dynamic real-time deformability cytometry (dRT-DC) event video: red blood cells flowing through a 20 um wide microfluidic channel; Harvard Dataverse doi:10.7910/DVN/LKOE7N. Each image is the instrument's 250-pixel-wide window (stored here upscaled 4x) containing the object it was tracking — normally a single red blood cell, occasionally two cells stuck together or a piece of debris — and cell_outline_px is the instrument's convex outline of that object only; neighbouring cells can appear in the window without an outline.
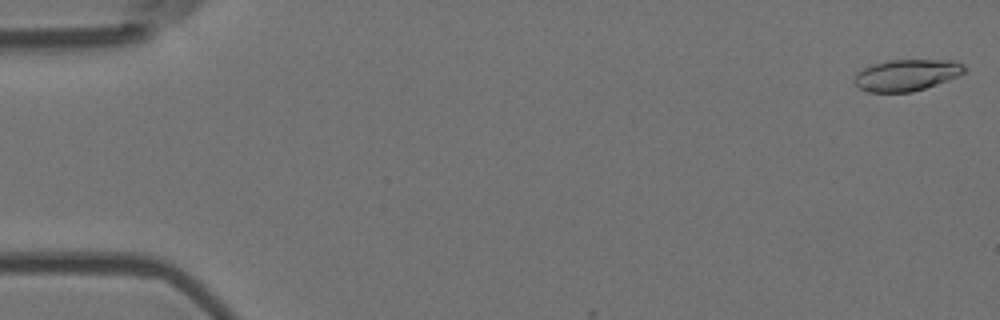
{"species": "Egyptian fruit bat (a non-hibernating species)", "species_latin": "Rousettus aegyptiacus", "temperature_condition": "room temperature", "stored_images_in_passage": 55, "camera_frame_rate_fps": 3000, "um_per_image_px": 0.085, "animal": {"sex": "female"}, "frame": {"image": 1, "passage_image": 1, "time_ms": 0.0, "image_size_px": [1000, 320], "cell_outline_px": [[964, 72], [960, 76], [912, 92], [868, 92], [860, 88], [852, 80], [864, 68], [872, 64], [888, 60], [956, 60], [964, 64]], "centroid_in_image_um": [77.09, 6.37], "position_along_channel_um": 7.9, "area_um2": 20.11}}
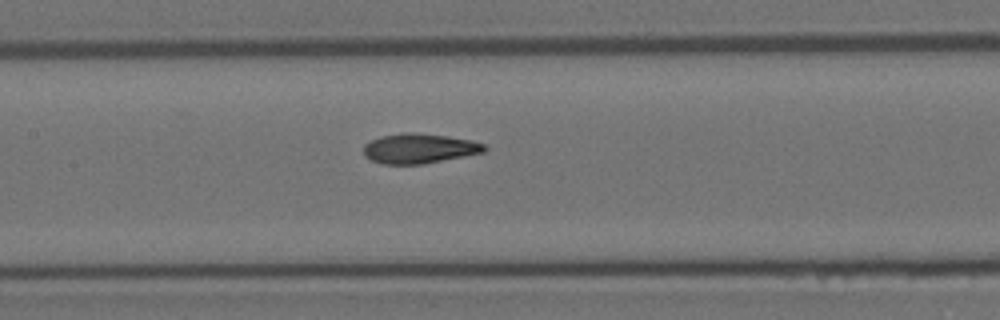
{"frame": {"image": 2, "passage_image": 26, "time_ms": 8.333, "image_size_px": [1000, 320], "cell_outline_px": [[488, 148], [484, 152], [424, 164], [384, 164], [372, 160], [364, 156], [364, 144], [380, 136], [404, 132], [412, 132], [448, 136], [472, 140], [484, 144]], "centroid_in_image_um": [35.64, 12.61], "position_along_channel_um": 171.8, "area_um2": 21.04}}
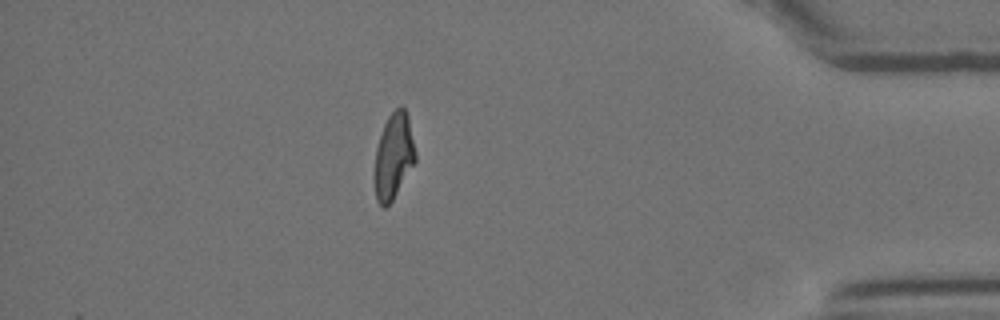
{"frame": {"image": 3, "passage_image": 48, "time_ms": 15.667, "image_size_px": [1000, 320], "cell_outline_px": [[416, 160], [392, 200], [384, 208], [376, 200], [376, 148], [384, 124], [388, 116], [400, 104], [404, 108], [408, 116], [416, 152]], "centroid_in_image_um": [33.48, 13.22], "position_along_channel_um": 401.7, "area_um2": 19.88}, "authors_computed_cell_mechanics": {"area_um2": 20.8658, "velocity_mm_per_s": 3.6943, "shape_relaxation_time_tau1_ms": 7.8657, "shape_relaxation_time_tau2_ms": 1.7548, "deformation_change_tau1": 0.2162, "deformation_change_tau2": 0.0824}}